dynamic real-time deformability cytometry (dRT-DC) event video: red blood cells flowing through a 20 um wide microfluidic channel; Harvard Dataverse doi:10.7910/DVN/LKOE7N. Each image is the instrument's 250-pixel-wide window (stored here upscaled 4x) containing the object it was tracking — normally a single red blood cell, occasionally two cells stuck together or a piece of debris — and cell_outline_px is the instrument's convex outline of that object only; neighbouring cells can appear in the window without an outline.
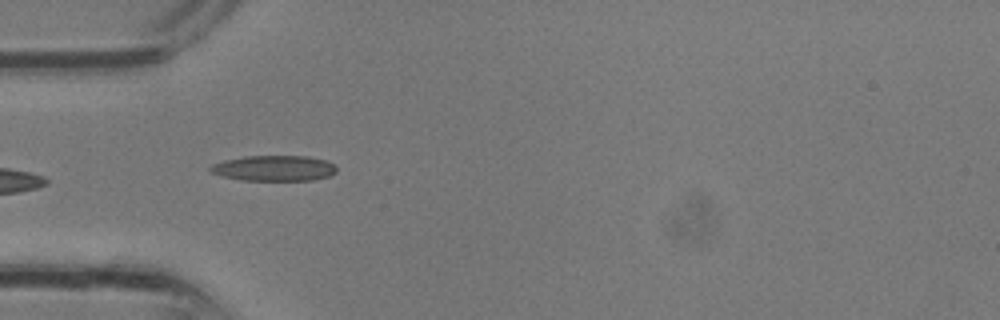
{"species": "common noctule bat (a hibernating species)", "species_latin": "Nyctalus noctula", "temperature_condition": "room temperature", "stored_images_in_passage": 3, "camera_frame_rate_fps": 3000, "um_per_image_px": 0.085, "animal": {"sex": "male", "body_mass_g": 13.3}, "frame": {"image": 1, "passage_image": 3, "time_ms": 0.667, "image_size_px": [1000, 320], "cell_outline_px": [[336, 172], [328, 176], [312, 180], [244, 180], [224, 176], [212, 172], [208, 168], [212, 164], [224, 160], [244, 156], [308, 156], [324, 160], [332, 164], [336, 168]], "centroid_in_image_um": [23.28, 14.29], "position_along_channel_um": 61.7, "area_um2": 18.55}}